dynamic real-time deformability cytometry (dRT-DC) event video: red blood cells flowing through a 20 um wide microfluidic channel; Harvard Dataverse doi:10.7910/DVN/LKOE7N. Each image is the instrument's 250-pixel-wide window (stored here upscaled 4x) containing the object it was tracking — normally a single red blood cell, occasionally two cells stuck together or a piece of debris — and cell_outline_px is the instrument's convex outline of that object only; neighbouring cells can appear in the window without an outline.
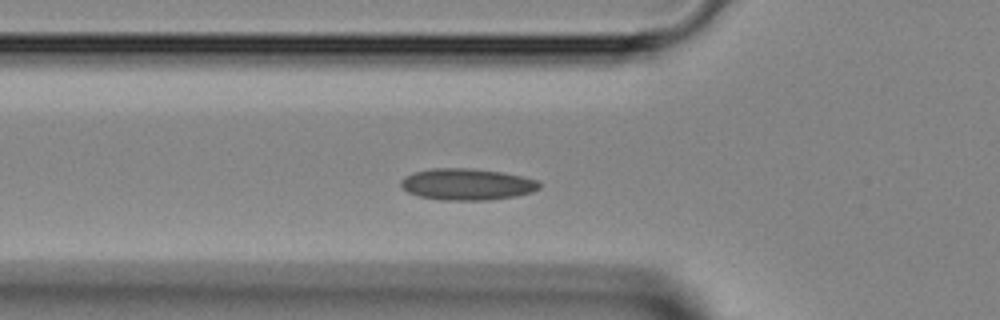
{"species": "Egyptian fruit bat (a non-hibernating species)", "species_latin": "Rousettus aegyptiacus", "temperature_condition": "room temperature", "stored_images_in_passage": 35, "segment_of_instrument_passage": [1, 2], "camera_frame_rate_fps": 3000, "um_per_image_px": 0.085, "animal": {"sex": "female"}, "frame": {"image": 1, "passage_image": 4, "time_ms": 1.0, "image_size_px": [1000, 320], "cell_outline_px": [[540, 188], [532, 192], [516, 196], [488, 200], [440, 200], [420, 196], [408, 192], [400, 184], [400, 180], [404, 176], [412, 172], [432, 168], [472, 168], [500, 172], [524, 176], [540, 180]], "centroid_in_image_um": [39.71, 15.66], "position_along_channel_um": 86.1, "area_um2": 25.66}}
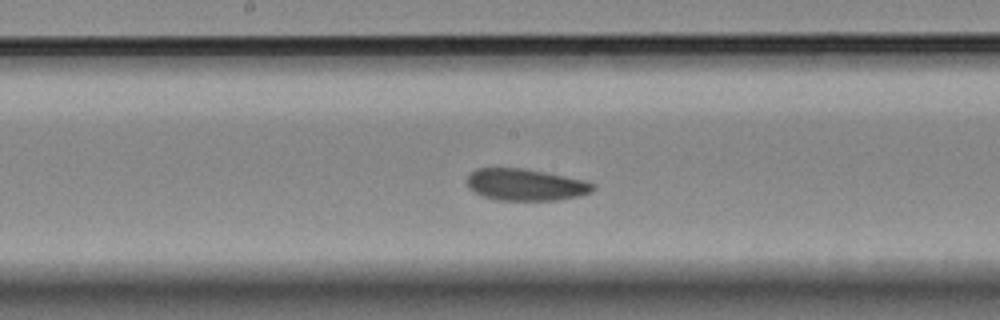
{"frame": {"image": 2, "passage_image": 12, "time_ms": 3.667, "image_size_px": [1000, 320], "cell_outline_px": [[596, 188], [592, 192], [580, 196], [556, 200], [496, 200], [472, 192], [468, 188], [464, 180], [476, 168], [524, 168], [588, 180], [596, 184]], "centroid_in_image_um": [44.69, 15.7], "position_along_channel_um": 203.5, "area_um2": 23.81}}
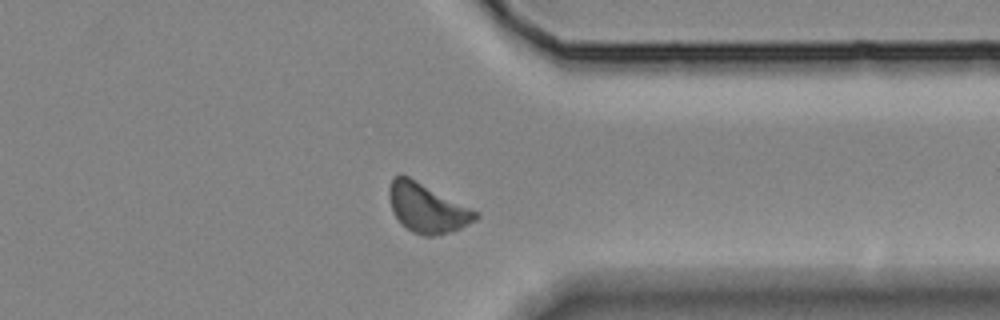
{"frame": {"image": 3, "passage_image": 24, "time_ms": 7.667, "image_size_px": [1000, 320], "cell_outline_px": [[480, 216], [476, 220], [460, 228], [448, 232], [432, 236], [424, 236], [412, 232], [400, 224], [392, 212], [388, 196], [388, 188], [392, 176], [400, 172], [480, 212]], "centroid_in_image_um": [36.26, 17.66], "position_along_channel_um": 375.1, "area_um2": 25.09}}